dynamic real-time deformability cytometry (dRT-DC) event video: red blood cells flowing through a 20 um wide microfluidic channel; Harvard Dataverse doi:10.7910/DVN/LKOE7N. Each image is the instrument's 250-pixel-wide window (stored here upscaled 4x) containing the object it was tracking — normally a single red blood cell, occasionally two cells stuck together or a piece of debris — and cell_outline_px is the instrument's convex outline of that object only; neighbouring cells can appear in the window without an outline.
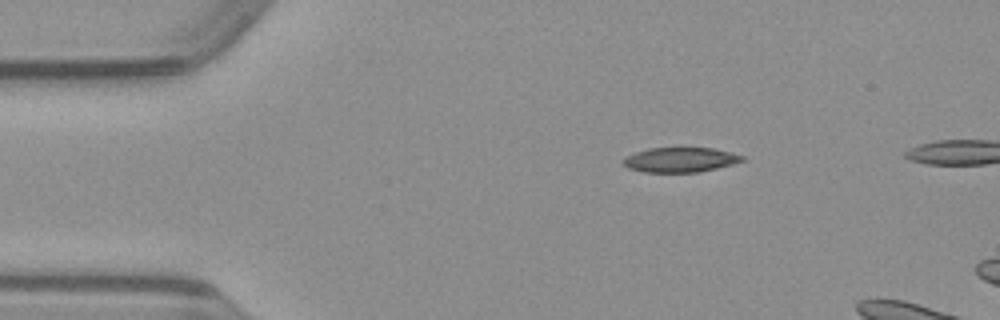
{"species": "common noctule bat (a hibernating species)", "species_latin": "Nyctalus noctula", "temperature_condition": "warm", "stored_images_in_passage": 7, "camera_frame_rate_fps": 3000, "um_per_image_px": 0.085, "animal": {"sex": "male", "body_mass_g": 23.1, "forearm_length_mm": 52.7}, "frame": {"image": 1, "passage_image": 3, "time_ms": 0.667, "image_size_px": [1000, 320], "cell_outline_px": [[732, 160], [720, 164], [704, 168], [680, 172], [660, 172], [640, 168], [668, 148], [700, 148], [716, 152]], "centroid_in_image_um": [58.2, 13.61], "position_along_channel_um": 26.8, "area_um2": 10.58}}